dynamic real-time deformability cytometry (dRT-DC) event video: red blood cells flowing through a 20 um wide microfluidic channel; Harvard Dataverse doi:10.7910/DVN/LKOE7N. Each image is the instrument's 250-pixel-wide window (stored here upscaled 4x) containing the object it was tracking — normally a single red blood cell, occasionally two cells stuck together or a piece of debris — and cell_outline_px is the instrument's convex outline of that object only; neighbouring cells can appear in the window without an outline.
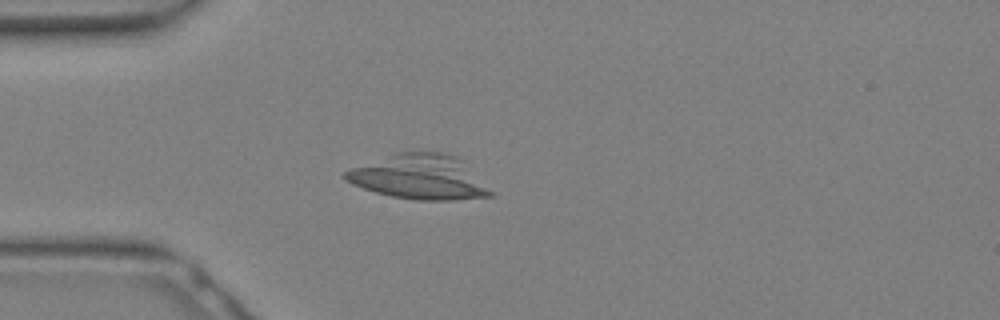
{"species": "Egyptian fruit bat (a non-hibernating species)", "species_latin": "Rousettus aegyptiacus", "temperature_condition": "warm", "stored_images_in_passage": 20, "camera_frame_rate_fps": 3000, "um_per_image_px": 0.085, "animal": {"sex": "female"}, "frame": {"image": 1, "passage_image": 8, "time_ms": 2.333, "image_size_px": [1000, 320], "cell_outline_px": [[496, 196], [452, 200], [416, 200], [392, 196], [376, 192], [352, 184], [344, 180], [344, 172], [352, 168], [400, 152], [440, 152], [452, 156], [460, 160]], "centroid_in_image_um": [35.63, 15.07], "position_along_channel_um": 49.4, "area_um2": 36.82}}
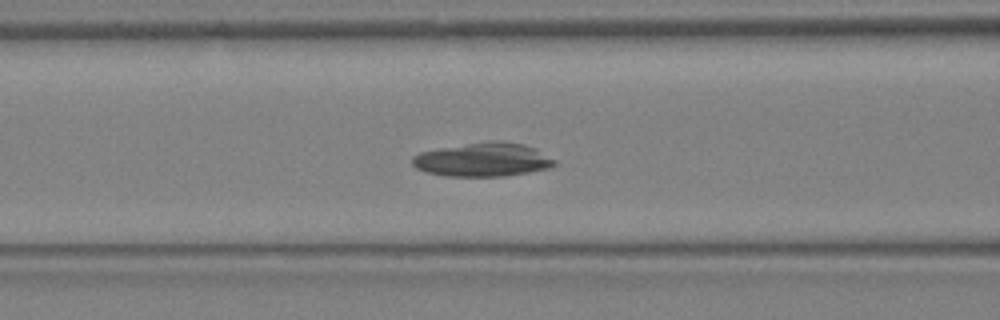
{"frame": {"image": 2, "passage_image": 12, "time_ms": 3.667, "image_size_px": [1000, 320], "cell_outline_px": [[556, 164], [548, 168], [528, 172], [504, 176], [444, 176], [428, 172], [416, 168], [412, 164], [412, 156], [420, 152], [440, 148], [488, 140], [500, 140], [524, 144], [536, 148], [556, 160]], "centroid_in_image_um": [41.06, 13.56], "position_along_channel_um": 125.5, "area_um2": 28.09}}
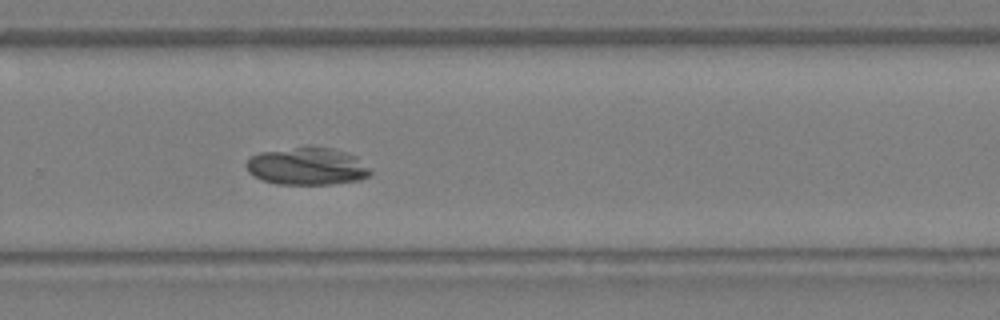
{"frame": {"image": 3, "passage_image": 20, "time_ms": 6.333, "image_size_px": [1000, 320], "cell_outline_px": [[372, 172], [368, 176], [360, 180], [332, 184], [276, 184], [264, 180], [248, 172], [244, 164], [252, 156], [260, 152], [304, 144], [312, 144], [332, 148], [348, 152], [356, 156]], "centroid_in_image_um": [26.1, 14.09], "position_along_channel_um": 303.7, "area_um2": 27.74}}